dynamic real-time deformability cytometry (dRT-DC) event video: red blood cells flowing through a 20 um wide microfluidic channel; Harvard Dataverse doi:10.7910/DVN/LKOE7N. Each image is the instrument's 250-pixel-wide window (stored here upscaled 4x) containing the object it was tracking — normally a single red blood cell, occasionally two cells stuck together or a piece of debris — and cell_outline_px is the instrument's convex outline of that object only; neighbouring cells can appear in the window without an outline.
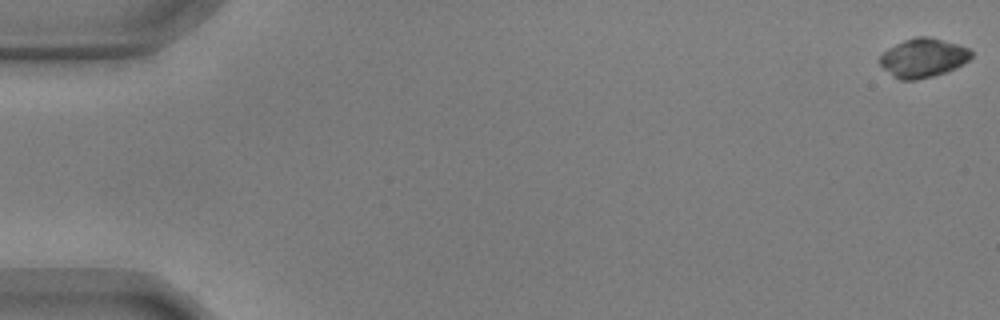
{"species": "common noctule bat (a hibernating species)", "species_latin": "Nyctalus noctula", "temperature_condition": "warm", "stored_images_in_passage": 57, "camera_frame_rate_fps": 3000, "um_per_image_px": 0.085, "animal": {"sex": "male", "body_mass_g": 17.9, "forearm_length_mm": 54.2}, "frame": {"image": 1, "passage_image": 1, "time_ms": 0.0, "image_size_px": [1000, 320], "cell_outline_px": [[972, 56], [968, 60], [956, 68], [932, 76], [916, 80], [900, 80], [892, 76], [876, 60], [888, 48], [904, 40], [916, 36], [928, 36], [956, 44], [968, 48], [972, 52]], "centroid_in_image_um": [78.43, 4.92], "position_along_channel_um": 6.6, "area_um2": 20.63}}
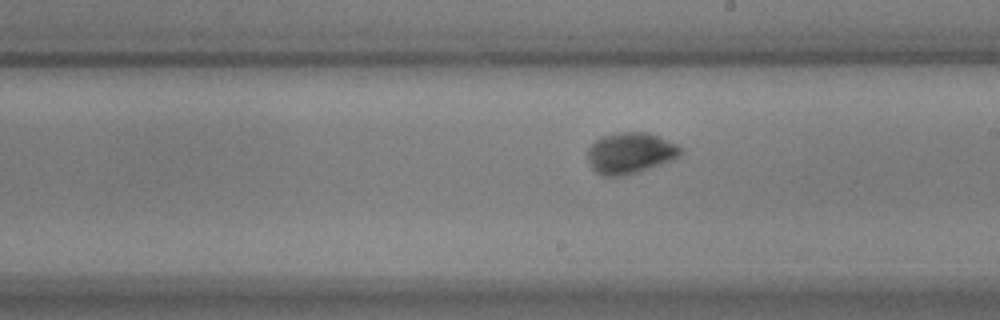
{"frame": {"image": 2, "passage_image": 33, "time_ms": 10.667, "image_size_px": [1000, 320], "cell_outline_px": [[684, 152], [680, 156], [672, 160], [636, 172], [620, 176], [604, 176], [596, 172], [592, 168], [588, 160], [588, 148], [600, 136], [620, 132], [648, 132], [676, 144], [684, 148]], "centroid_in_image_um": [53.58, 12.99], "position_along_channel_um": 235.4, "area_um2": 22.2}}
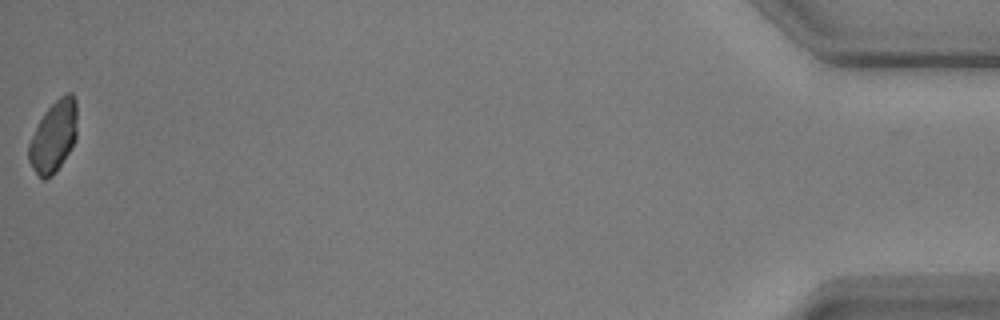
{"frame": {"image": 3, "passage_image": 57, "time_ms": 18.667, "image_size_px": [1000, 320], "cell_outline_px": [[76, 140], [72, 148], [56, 172], [52, 176], [44, 180], [32, 168], [28, 160], [28, 144], [44, 112], [60, 96], [68, 92], [72, 92], [76, 100]], "centroid_in_image_um": [4.56, 11.61], "position_along_channel_um": 430.6, "area_um2": 20.11}, "authors_computed_cell_mechanics": {"area_um2": 20.8658, "velocity_mm_per_s": 3.5988, "shape_relaxation_time_tau1_ms": 2.628, "shape_relaxation_time_tau2_ms": null, "deformation_change_tau1": 0.1629, "deformation_change_tau2": null}}